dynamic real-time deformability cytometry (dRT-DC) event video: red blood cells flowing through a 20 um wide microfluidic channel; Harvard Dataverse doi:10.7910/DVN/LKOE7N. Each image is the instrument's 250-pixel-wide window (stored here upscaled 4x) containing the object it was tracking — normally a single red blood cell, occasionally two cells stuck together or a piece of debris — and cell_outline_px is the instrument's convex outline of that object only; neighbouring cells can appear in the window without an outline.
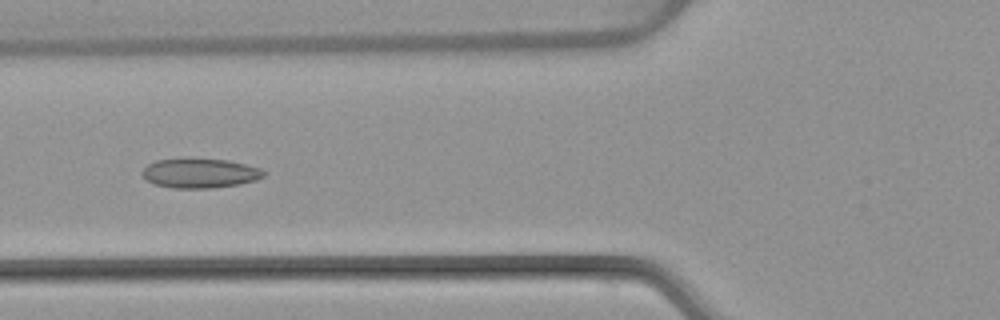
{"species": "common noctule bat (a hibernating species)", "species_latin": "Nyctalus noctula", "temperature_condition": "warm", "stored_images_in_passage": 46, "camera_frame_rate_fps": 3000, "um_per_image_px": 0.085, "animal": {"sex": "female", "body_mass_g": 22.7, "forearm_length_mm": 54.2}, "frame": {"image": 1, "passage_image": 13, "time_ms": 4.0, "image_size_px": [1000, 320], "cell_outline_px": [[264, 176], [256, 180], [240, 184], [212, 188], [172, 188], [156, 184], [148, 180], [140, 172], [148, 164], [156, 160], [192, 156], [228, 160], [260, 168], [264, 172]], "centroid_in_image_um": [16.98, 14.68], "position_along_channel_um": 108.8, "area_um2": 21.39}}
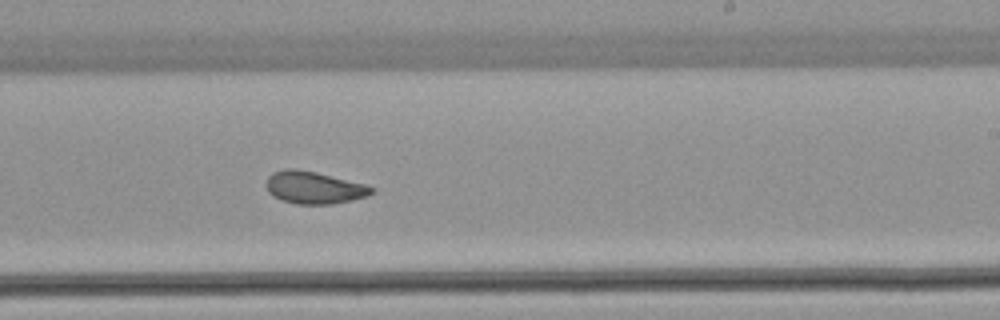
{"frame": {"image": 2, "passage_image": 25, "time_ms": 8.0, "image_size_px": [1000, 320], "cell_outline_px": [[376, 192], [368, 196], [352, 200], [332, 204], [296, 204], [280, 200], [272, 196], [268, 192], [264, 184], [268, 176], [272, 172], [284, 168], [296, 168], [316, 172], [364, 184], [376, 188]], "centroid_in_image_um": [26.66, 15.94], "position_along_channel_um": 262.3, "area_um2": 20.23}}
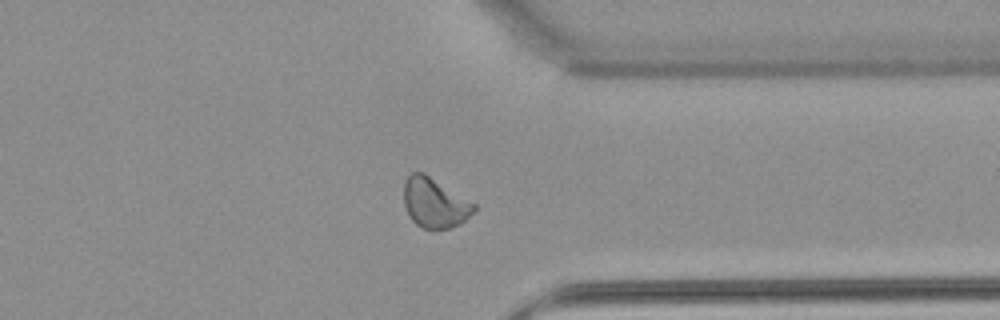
{"frame": {"image": 3, "passage_image": 34, "time_ms": 11.0, "image_size_px": [1000, 320], "cell_outline_px": [[476, 208], [460, 224], [448, 228], [432, 232], [416, 224], [408, 216], [404, 204], [404, 180], [412, 172], [424, 172], [476, 204]], "centroid_in_image_um": [36.92, 17.26], "position_along_channel_um": 374.5, "area_um2": 20.58}, "authors_computed_cell_mechanics": {"area_um2": 20.6057, "velocity_mm_per_s": 3.8443, "shape_relaxation_time_tau1_ms": null, "shape_relaxation_time_tau2_ms": 1.6171, "deformation_change_tau1": null, "deformation_change_tau2": 0.0732}}